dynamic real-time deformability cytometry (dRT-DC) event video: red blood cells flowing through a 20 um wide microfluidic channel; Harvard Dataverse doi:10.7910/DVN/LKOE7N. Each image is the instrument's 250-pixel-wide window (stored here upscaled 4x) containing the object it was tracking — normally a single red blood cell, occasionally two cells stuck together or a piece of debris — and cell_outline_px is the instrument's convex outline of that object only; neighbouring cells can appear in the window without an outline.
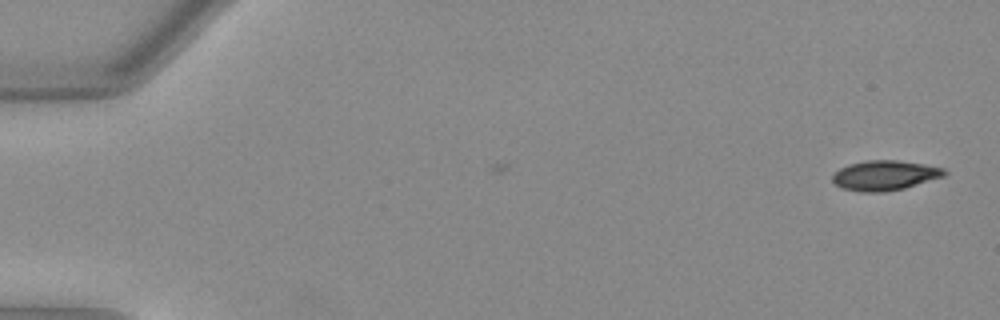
{"species": "Egyptian fruit bat (a non-hibernating species)", "species_latin": "Rousettus aegyptiacus", "temperature_condition": "warm", "stored_images_in_passage": 4, "camera_frame_rate_fps": 3000, "um_per_image_px": 0.085, "animal": {"sex": "female"}, "frame": {"image": 1, "passage_image": 1, "time_ms": 0.0, "image_size_px": [1000, 320], "cell_outline_px": [[948, 172], [944, 176], [904, 188], [884, 192], [860, 192], [844, 188], [836, 184], [832, 180], [832, 176], [840, 168], [848, 164], [864, 160], [896, 160], [944, 168]], "centroid_in_image_um": [75.19, 14.9], "position_along_channel_um": 9.8, "area_um2": 19.31}}